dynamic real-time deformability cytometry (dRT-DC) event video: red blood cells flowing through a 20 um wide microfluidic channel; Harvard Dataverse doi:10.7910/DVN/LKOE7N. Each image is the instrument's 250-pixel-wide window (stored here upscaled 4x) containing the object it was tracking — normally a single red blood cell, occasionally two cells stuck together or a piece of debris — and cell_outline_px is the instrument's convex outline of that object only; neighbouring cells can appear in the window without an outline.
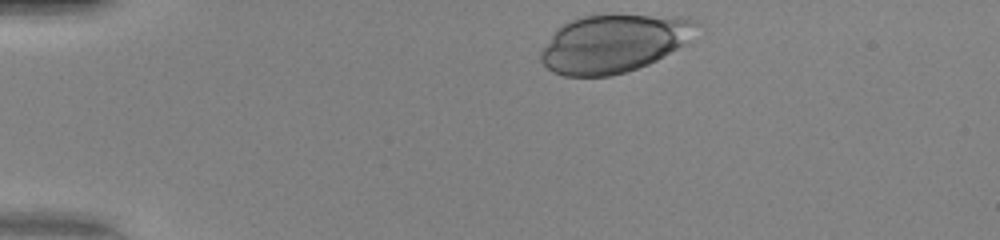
{"species": "human", "species_latin": "Homo sapiens", "temperature_condition": "warm", "stored_images_in_passage": 34, "camera_frame_rate_fps": 3000, "um_per_image_px": 0.085, "donor": {"sex": "female"}, "frame": {"image": 1, "passage_image": 1, "time_ms": 0.0, "image_size_px": [1000, 240], "cell_outline_px": [[704, 28], [688, 44], [648, 64], [624, 72], [608, 76], [564, 76], [552, 72], [540, 60], [540, 52], [556, 28], [572, 20], [584, 16], [688, 16], [700, 20]], "centroid_in_image_um": [52.3, 3.68], "position_along_channel_um": 32.7, "area_um2": 53.18}}
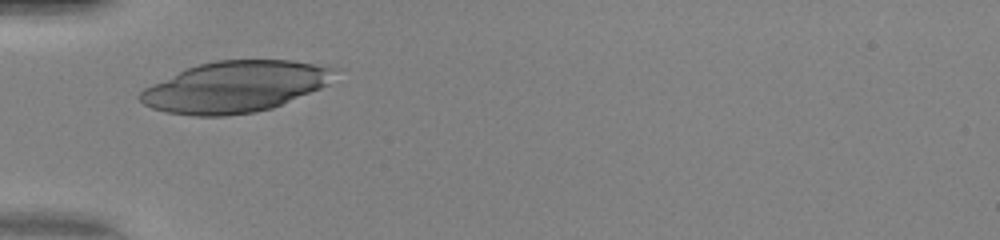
{"frame": {"image": 2, "passage_image": 8, "time_ms": 2.333, "image_size_px": [1000, 240], "cell_outline_px": [[344, 68], [328, 84], [320, 88], [272, 108], [256, 112], [224, 116], [192, 116], [168, 112], [152, 108], [144, 104], [136, 96], [144, 88], [184, 68], [216, 60], [292, 60]], "centroid_in_image_um": [20.03, 7.36], "position_along_channel_um": 65.0, "area_um2": 58.38}}
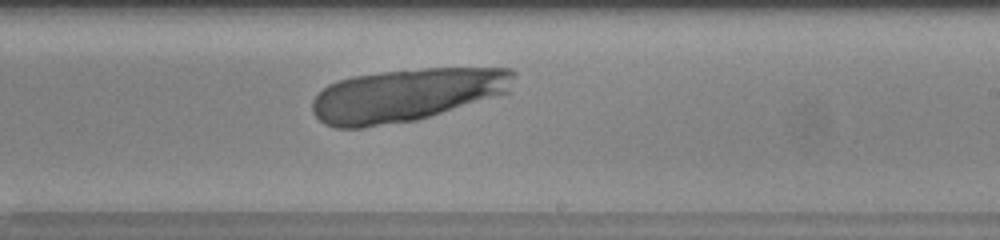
{"frame": {"image": 3, "passage_image": 22, "time_ms": 7.0, "image_size_px": [1000, 240], "cell_outline_px": [[516, 76], [512, 92], [416, 120], [364, 128], [336, 128], [324, 124], [312, 112], [312, 100], [328, 84], [352, 76], [380, 72], [424, 68], [512, 68], [516, 72]], "centroid_in_image_um": [34.6, 8.07], "position_along_channel_um": 254.4, "area_um2": 62.6}}